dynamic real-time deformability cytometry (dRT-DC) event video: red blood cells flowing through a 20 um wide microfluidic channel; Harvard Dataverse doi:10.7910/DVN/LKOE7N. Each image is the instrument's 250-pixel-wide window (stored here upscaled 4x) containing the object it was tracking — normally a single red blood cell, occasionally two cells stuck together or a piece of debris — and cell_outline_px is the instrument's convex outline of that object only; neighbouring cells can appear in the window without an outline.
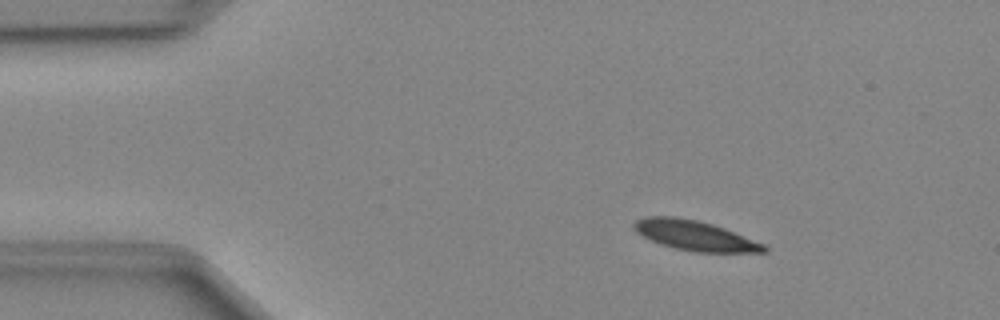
{"species": "Egyptian fruit bat (a non-hibernating species)", "species_latin": "Rousettus aegyptiacus", "temperature_condition": "cold", "stored_images_in_passage": 49, "camera_frame_rate_fps": 3000, "um_per_image_px": 0.085, "animal": {"sex": "female"}, "frame": {"image": 1, "passage_image": 8, "time_ms": 2.333, "image_size_px": [1000, 320], "cell_outline_px": [[768, 252], [692, 252], [676, 248], [652, 240], [636, 232], [632, 228], [632, 224], [636, 220], [644, 216], [672, 216], [696, 220], [712, 224], [724, 228], [764, 244], [768, 248]], "centroid_in_image_um": [59.05, 20.01], "position_along_channel_um": 26.0, "area_um2": 22.43}}
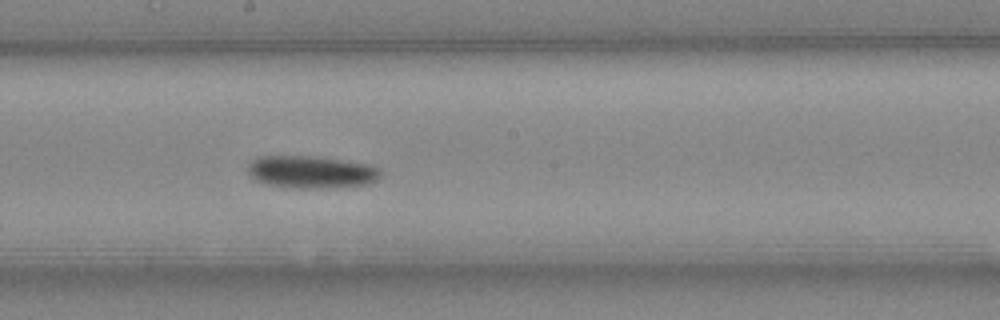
{"frame": {"image": 2, "passage_image": 27, "time_ms": 8.667, "image_size_px": [1000, 320], "cell_outline_px": [[384, 172], [376, 180], [368, 184], [324, 188], [300, 188], [264, 184], [256, 180], [248, 172], [248, 164], [252, 160], [260, 156], [316, 156], [372, 164], [380, 168]], "centroid_in_image_um": [26.5, 14.61], "position_along_channel_um": 221.7, "area_um2": 25.32}}
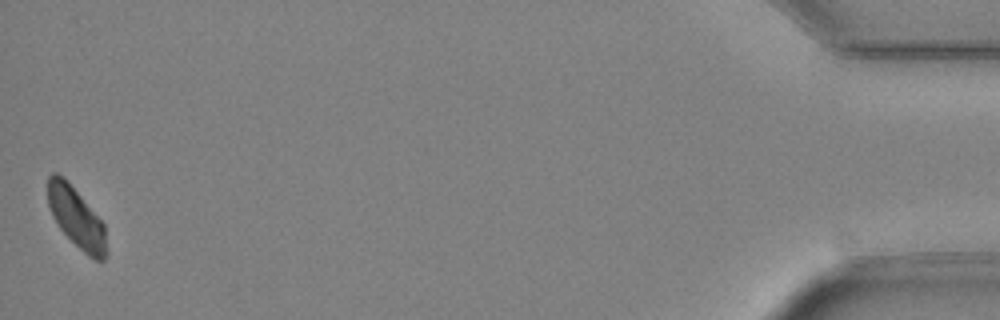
{"frame": {"image": 3, "passage_image": 49, "time_ms": 16.0, "image_size_px": [1000, 320], "cell_outline_px": [[108, 252], [104, 260], [96, 260], [88, 256], [60, 228], [52, 216], [48, 204], [48, 176], [52, 172], [56, 172], [64, 176], [104, 224]], "centroid_in_image_um": [6.49, 18.48], "position_along_channel_um": 428.7, "area_um2": 20.46}}